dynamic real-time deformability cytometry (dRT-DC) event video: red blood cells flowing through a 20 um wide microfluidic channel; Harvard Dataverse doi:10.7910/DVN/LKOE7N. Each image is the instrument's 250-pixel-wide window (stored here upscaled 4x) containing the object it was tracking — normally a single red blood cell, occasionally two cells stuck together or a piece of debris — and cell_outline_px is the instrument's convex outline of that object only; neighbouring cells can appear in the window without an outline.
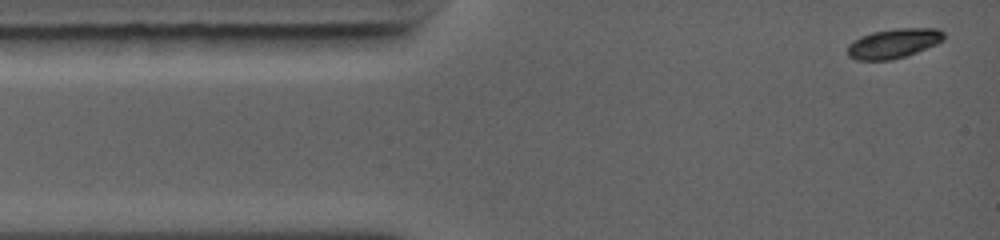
{"species": "common noctule bat (a hibernating species)", "species_latin": "Nyctalus noctula", "temperature_condition": "warm", "stored_images_in_passage": 44, "camera_frame_rate_fps": 5000, "um_per_image_px": 0.085, "animal": {"sex": "female", "body_mass_g": 19.0, "forearm_length_mm": 56.7}, "frame": {"image": 1, "passage_image": 1, "time_ms": 0.0, "image_size_px": [1000, 240], "cell_outline_px": [[944, 40], [936, 44], [916, 52], [892, 60], [856, 60], [848, 56], [848, 44], [852, 40], [860, 36], [872, 32], [896, 28], [936, 28], [944, 32]], "centroid_in_image_um": [75.93, 3.68], "position_along_channel_um": 9.1, "area_um2": 16.65}}
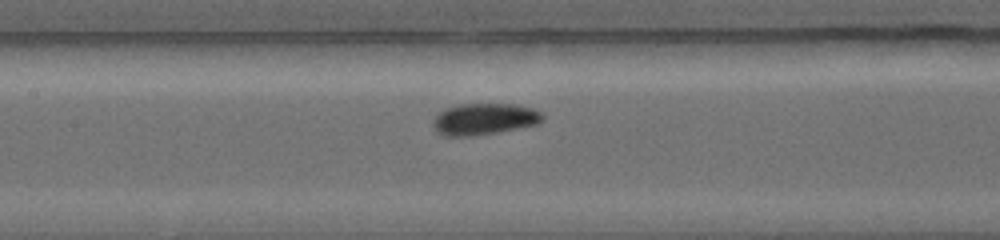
{"frame": {"image": 2, "passage_image": 19, "time_ms": 5.0, "image_size_px": [1000, 240], "cell_outline_px": [[544, 116], [536, 124], [496, 132], [472, 136], [444, 136], [436, 132], [432, 124], [432, 120], [444, 108], [460, 104], [516, 104], [532, 108], [544, 112]], "centroid_in_image_um": [41.12, 10.11], "position_along_channel_um": 166.3, "area_um2": 20.11}}
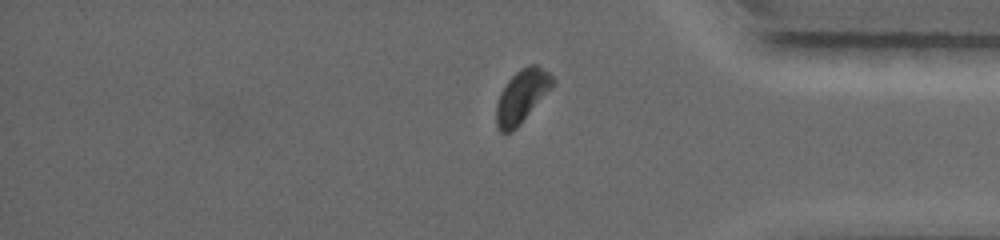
{"frame": {"image": 3, "passage_image": 38, "time_ms": 10.4, "image_size_px": [1000, 240], "cell_outline_px": [[556, 84], [520, 124], [512, 132], [500, 132], [496, 128], [496, 104], [500, 92], [508, 80], [520, 68], [528, 64], [536, 64], [548, 72], [556, 80]], "centroid_in_image_um": [44.36, 8.17], "position_along_channel_um": 390.8, "area_um2": 17.63}, "authors_computed_cell_mechanics": {"area_um2": 18.1781, "velocity_mm_per_s": 4.4081, "shape_relaxation_time_tau1_ms": 4.9565, "shape_relaxation_time_tau2_ms": 0.0537, "deformation_change_tau1": 0.2063, "deformation_change_tau2": 0.0277}}